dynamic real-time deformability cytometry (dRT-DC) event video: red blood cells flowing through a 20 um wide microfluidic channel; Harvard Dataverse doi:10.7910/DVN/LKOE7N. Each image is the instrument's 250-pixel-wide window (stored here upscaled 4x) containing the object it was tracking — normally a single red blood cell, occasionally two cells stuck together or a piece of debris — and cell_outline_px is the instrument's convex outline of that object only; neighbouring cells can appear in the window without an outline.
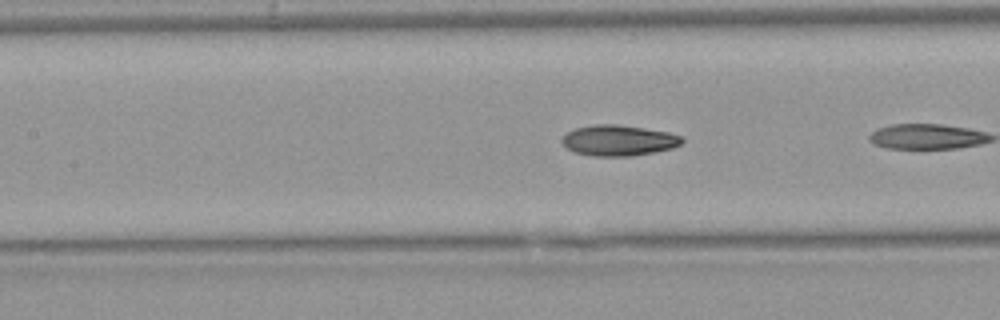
{"species": "Egyptian fruit bat (a non-hibernating species)", "species_latin": "Rousettus aegyptiacus", "temperature_condition": "warm", "stored_images_in_passage": 9, "camera_frame_rate_fps": 3000, "um_per_image_px": 0.085, "animal": {"sex": "female"}, "frame": {"image": 1, "passage_image": 7, "time_ms": 2.0, "image_size_px": [1000, 320], "cell_outline_px": [[684, 140], [680, 144], [672, 148], [656, 152], [632, 156], [592, 156], [572, 152], [560, 140], [568, 132], [576, 128], [596, 124], [616, 124], [644, 128], [668, 132], [680, 136]], "centroid_in_image_um": [52.57, 11.94], "position_along_channel_um": 154.8, "area_um2": 21.44}}